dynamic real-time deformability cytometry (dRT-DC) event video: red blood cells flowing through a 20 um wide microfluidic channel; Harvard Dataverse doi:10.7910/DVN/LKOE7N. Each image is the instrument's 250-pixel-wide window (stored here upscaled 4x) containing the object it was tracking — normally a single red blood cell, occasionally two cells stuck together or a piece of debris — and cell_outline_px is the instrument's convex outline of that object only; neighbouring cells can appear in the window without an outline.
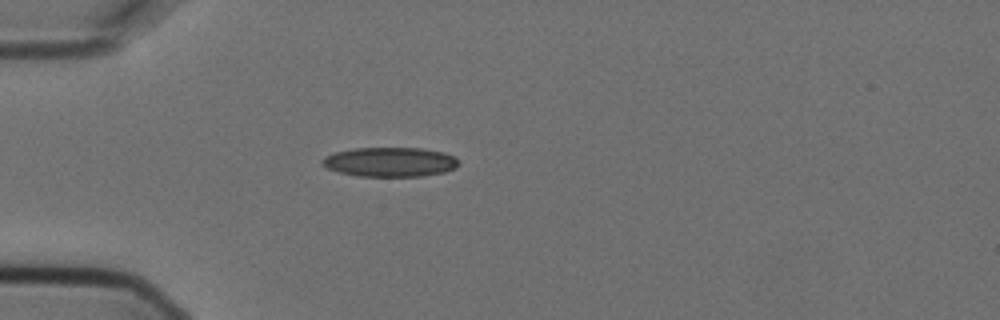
{"species": "Egyptian fruit bat (a non-hibernating species)", "species_latin": "Rousettus aegyptiacus", "temperature_condition": "cold", "stored_images_in_passage": 4, "camera_frame_rate_fps": 3000, "um_per_image_px": 0.085, "animal": {"sex": "female"}, "frame": {"image": 1, "passage_image": 4, "time_ms": 1.0, "image_size_px": [1000, 320], "cell_outline_px": [[460, 164], [456, 168], [444, 172], [420, 176], [360, 176], [340, 172], [328, 168], [320, 164], [320, 160], [324, 156], [336, 152], [352, 148], [424, 148], [444, 152], [456, 156], [460, 160]], "centroid_in_image_um": [33.19, 13.76], "position_along_channel_um": 51.8, "area_um2": 23.64}}